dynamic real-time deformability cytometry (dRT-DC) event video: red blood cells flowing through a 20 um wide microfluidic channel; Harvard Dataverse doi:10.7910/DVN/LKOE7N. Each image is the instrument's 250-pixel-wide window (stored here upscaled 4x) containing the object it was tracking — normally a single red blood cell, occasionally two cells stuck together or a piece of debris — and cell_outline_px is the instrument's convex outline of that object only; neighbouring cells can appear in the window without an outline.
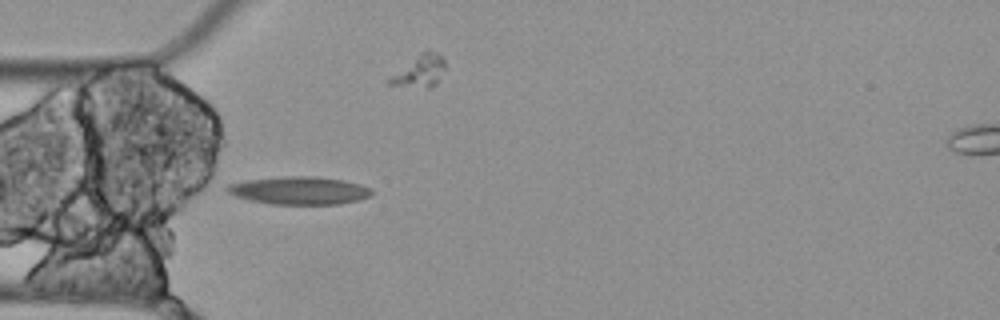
{"species": "Egyptian fruit bat (a non-hibernating species)", "species_latin": "Rousettus aegyptiacus", "temperature_condition": "cold", "stored_images_in_passage": 14, "camera_frame_rate_fps": 3000, "um_per_image_px": 0.085, "animal": {"sex": "female"}, "frame": {"image": 1, "passage_image": 4, "time_ms": 1.0, "image_size_px": [1000, 320], "cell_outline_px": [[372, 196], [340, 204], [272, 204], [252, 200], [236, 196], [228, 192], [224, 188], [228, 184], [248, 180], [288, 176], [312, 176], [344, 180], [360, 184], [372, 188]], "centroid_in_image_um": [25.47, 16.19], "position_along_channel_um": 59.5, "area_um2": 23.29}}
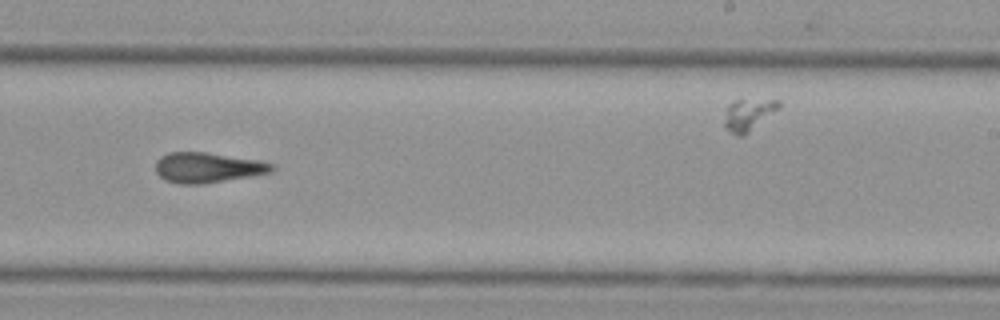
{"frame": {"image": 2, "passage_image": 9, "time_ms": 2.667, "image_size_px": [1000, 320], "cell_outline_px": [[276, 168], [272, 172], [252, 176], [204, 184], [180, 184], [164, 180], [156, 172], [156, 160], [160, 156], [168, 152], [204, 152], [256, 160], [272, 164]], "centroid_in_image_um": [17.62, 14.25], "position_along_channel_um": 271.4, "area_um2": 20.46}}
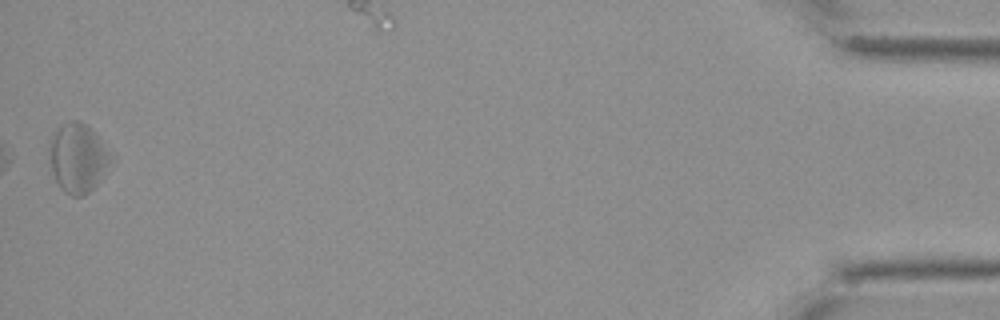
{"frame": {"image": 3, "passage_image": 14, "time_ms": 4.333, "image_size_px": [1000, 320], "cell_outline_px": [[116, 160], [96, 184], [84, 196], [72, 196], [64, 192], [60, 188], [52, 172], [48, 152], [48, 140], [60, 124], [72, 120], [80, 120], [92, 128]], "centroid_in_image_um": [6.62, 13.4], "position_along_channel_um": 428.6, "area_um2": 25.43}}